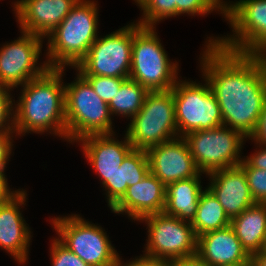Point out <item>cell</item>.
<instances>
[{
	"instance_id": "cell-1",
	"label": "cell",
	"mask_w": 266,
	"mask_h": 266,
	"mask_svg": "<svg viewBox=\"0 0 266 266\" xmlns=\"http://www.w3.org/2000/svg\"><path fill=\"white\" fill-rule=\"evenodd\" d=\"M205 48L200 58L202 76L215 94L223 125L250 139L266 101V57L231 52L216 43Z\"/></svg>"
},
{
	"instance_id": "cell-2",
	"label": "cell",
	"mask_w": 266,
	"mask_h": 266,
	"mask_svg": "<svg viewBox=\"0 0 266 266\" xmlns=\"http://www.w3.org/2000/svg\"><path fill=\"white\" fill-rule=\"evenodd\" d=\"M64 68H49L40 77L22 85L19 101L14 102V131L49 132L66 140ZM52 130V131H51Z\"/></svg>"
},
{
	"instance_id": "cell-3",
	"label": "cell",
	"mask_w": 266,
	"mask_h": 266,
	"mask_svg": "<svg viewBox=\"0 0 266 266\" xmlns=\"http://www.w3.org/2000/svg\"><path fill=\"white\" fill-rule=\"evenodd\" d=\"M98 7L95 0H79L65 19L47 36L49 68L76 65L99 37Z\"/></svg>"
},
{
	"instance_id": "cell-4",
	"label": "cell",
	"mask_w": 266,
	"mask_h": 266,
	"mask_svg": "<svg viewBox=\"0 0 266 266\" xmlns=\"http://www.w3.org/2000/svg\"><path fill=\"white\" fill-rule=\"evenodd\" d=\"M155 27L133 23L129 78L148 91H167L178 81V63L171 62Z\"/></svg>"
},
{
	"instance_id": "cell-5",
	"label": "cell",
	"mask_w": 266,
	"mask_h": 266,
	"mask_svg": "<svg viewBox=\"0 0 266 266\" xmlns=\"http://www.w3.org/2000/svg\"><path fill=\"white\" fill-rule=\"evenodd\" d=\"M65 86L66 140L70 143L88 136L114 134L108 104L78 72Z\"/></svg>"
},
{
	"instance_id": "cell-6",
	"label": "cell",
	"mask_w": 266,
	"mask_h": 266,
	"mask_svg": "<svg viewBox=\"0 0 266 266\" xmlns=\"http://www.w3.org/2000/svg\"><path fill=\"white\" fill-rule=\"evenodd\" d=\"M126 135L134 149L145 150L179 137L172 89L149 91L130 120Z\"/></svg>"
},
{
	"instance_id": "cell-7",
	"label": "cell",
	"mask_w": 266,
	"mask_h": 266,
	"mask_svg": "<svg viewBox=\"0 0 266 266\" xmlns=\"http://www.w3.org/2000/svg\"><path fill=\"white\" fill-rule=\"evenodd\" d=\"M223 16L230 24L233 36L215 39L211 36L207 43H216L231 52L266 54V0L226 3Z\"/></svg>"
},
{
	"instance_id": "cell-8",
	"label": "cell",
	"mask_w": 266,
	"mask_h": 266,
	"mask_svg": "<svg viewBox=\"0 0 266 266\" xmlns=\"http://www.w3.org/2000/svg\"><path fill=\"white\" fill-rule=\"evenodd\" d=\"M57 239L90 266H116L119 254L101 226L72 214L51 219Z\"/></svg>"
},
{
	"instance_id": "cell-9",
	"label": "cell",
	"mask_w": 266,
	"mask_h": 266,
	"mask_svg": "<svg viewBox=\"0 0 266 266\" xmlns=\"http://www.w3.org/2000/svg\"><path fill=\"white\" fill-rule=\"evenodd\" d=\"M178 80L172 87L175 120L179 137L195 130H207L223 125L221 109L210 84Z\"/></svg>"
},
{
	"instance_id": "cell-10",
	"label": "cell",
	"mask_w": 266,
	"mask_h": 266,
	"mask_svg": "<svg viewBox=\"0 0 266 266\" xmlns=\"http://www.w3.org/2000/svg\"><path fill=\"white\" fill-rule=\"evenodd\" d=\"M200 173L206 175L239 165L240 153L247 139L238 130L222 125L218 128L195 130L184 137Z\"/></svg>"
},
{
	"instance_id": "cell-11",
	"label": "cell",
	"mask_w": 266,
	"mask_h": 266,
	"mask_svg": "<svg viewBox=\"0 0 266 266\" xmlns=\"http://www.w3.org/2000/svg\"><path fill=\"white\" fill-rule=\"evenodd\" d=\"M140 221L148 229L144 256L170 262L197 254L198 237L191 222L164 213L150 214Z\"/></svg>"
},
{
	"instance_id": "cell-12",
	"label": "cell",
	"mask_w": 266,
	"mask_h": 266,
	"mask_svg": "<svg viewBox=\"0 0 266 266\" xmlns=\"http://www.w3.org/2000/svg\"><path fill=\"white\" fill-rule=\"evenodd\" d=\"M133 23L106 36L98 37L75 70L82 76H130L132 59Z\"/></svg>"
},
{
	"instance_id": "cell-13",
	"label": "cell",
	"mask_w": 266,
	"mask_h": 266,
	"mask_svg": "<svg viewBox=\"0 0 266 266\" xmlns=\"http://www.w3.org/2000/svg\"><path fill=\"white\" fill-rule=\"evenodd\" d=\"M20 33L21 37L0 49V85L11 89L25 85L49 69L46 61L37 66L43 38L28 32Z\"/></svg>"
},
{
	"instance_id": "cell-14",
	"label": "cell",
	"mask_w": 266,
	"mask_h": 266,
	"mask_svg": "<svg viewBox=\"0 0 266 266\" xmlns=\"http://www.w3.org/2000/svg\"><path fill=\"white\" fill-rule=\"evenodd\" d=\"M146 152L150 172L165 186L195 177L200 172L183 137L153 146Z\"/></svg>"
},
{
	"instance_id": "cell-15",
	"label": "cell",
	"mask_w": 266,
	"mask_h": 266,
	"mask_svg": "<svg viewBox=\"0 0 266 266\" xmlns=\"http://www.w3.org/2000/svg\"><path fill=\"white\" fill-rule=\"evenodd\" d=\"M79 0H17L14 12L20 31L43 38L65 19Z\"/></svg>"
},
{
	"instance_id": "cell-16",
	"label": "cell",
	"mask_w": 266,
	"mask_h": 266,
	"mask_svg": "<svg viewBox=\"0 0 266 266\" xmlns=\"http://www.w3.org/2000/svg\"><path fill=\"white\" fill-rule=\"evenodd\" d=\"M27 193L23 189L9 202L0 205V247L10 253L19 264L28 260L30 228L22 216L20 207L26 205Z\"/></svg>"
},
{
	"instance_id": "cell-17",
	"label": "cell",
	"mask_w": 266,
	"mask_h": 266,
	"mask_svg": "<svg viewBox=\"0 0 266 266\" xmlns=\"http://www.w3.org/2000/svg\"><path fill=\"white\" fill-rule=\"evenodd\" d=\"M208 177L210 183L207 189L218 199L230 220L256 203L240 165L214 171Z\"/></svg>"
},
{
	"instance_id": "cell-18",
	"label": "cell",
	"mask_w": 266,
	"mask_h": 266,
	"mask_svg": "<svg viewBox=\"0 0 266 266\" xmlns=\"http://www.w3.org/2000/svg\"><path fill=\"white\" fill-rule=\"evenodd\" d=\"M114 134L88 135L77 142L93 170L102 180V185L120 168L123 159L133 149L125 134L124 140L114 138Z\"/></svg>"
},
{
	"instance_id": "cell-19",
	"label": "cell",
	"mask_w": 266,
	"mask_h": 266,
	"mask_svg": "<svg viewBox=\"0 0 266 266\" xmlns=\"http://www.w3.org/2000/svg\"><path fill=\"white\" fill-rule=\"evenodd\" d=\"M166 186L151 172L135 185L129 186L123 198L111 209L113 213H127L139 221L150 214L163 213Z\"/></svg>"
},
{
	"instance_id": "cell-20",
	"label": "cell",
	"mask_w": 266,
	"mask_h": 266,
	"mask_svg": "<svg viewBox=\"0 0 266 266\" xmlns=\"http://www.w3.org/2000/svg\"><path fill=\"white\" fill-rule=\"evenodd\" d=\"M196 255L210 266H234L252 259L230 225L198 236Z\"/></svg>"
},
{
	"instance_id": "cell-21",
	"label": "cell",
	"mask_w": 266,
	"mask_h": 266,
	"mask_svg": "<svg viewBox=\"0 0 266 266\" xmlns=\"http://www.w3.org/2000/svg\"><path fill=\"white\" fill-rule=\"evenodd\" d=\"M199 172L195 177L175 181L166 186L163 213L192 222L196 215L200 194L204 191Z\"/></svg>"
},
{
	"instance_id": "cell-22",
	"label": "cell",
	"mask_w": 266,
	"mask_h": 266,
	"mask_svg": "<svg viewBox=\"0 0 266 266\" xmlns=\"http://www.w3.org/2000/svg\"><path fill=\"white\" fill-rule=\"evenodd\" d=\"M242 246L252 256L266 246V203H255L240 215L231 219Z\"/></svg>"
},
{
	"instance_id": "cell-23",
	"label": "cell",
	"mask_w": 266,
	"mask_h": 266,
	"mask_svg": "<svg viewBox=\"0 0 266 266\" xmlns=\"http://www.w3.org/2000/svg\"><path fill=\"white\" fill-rule=\"evenodd\" d=\"M230 222L218 199L205 188L200 194L196 215L191 222L197 237L225 228L230 225Z\"/></svg>"
},
{
	"instance_id": "cell-24",
	"label": "cell",
	"mask_w": 266,
	"mask_h": 266,
	"mask_svg": "<svg viewBox=\"0 0 266 266\" xmlns=\"http://www.w3.org/2000/svg\"><path fill=\"white\" fill-rule=\"evenodd\" d=\"M148 92L138 82L130 78L126 79L108 104L111 116L114 114L124 115L123 117L132 119L142 108Z\"/></svg>"
},
{
	"instance_id": "cell-25",
	"label": "cell",
	"mask_w": 266,
	"mask_h": 266,
	"mask_svg": "<svg viewBox=\"0 0 266 266\" xmlns=\"http://www.w3.org/2000/svg\"><path fill=\"white\" fill-rule=\"evenodd\" d=\"M124 195L129 186L140 182L150 172L148 155L145 150L132 149L123 159Z\"/></svg>"
},
{
	"instance_id": "cell-26",
	"label": "cell",
	"mask_w": 266,
	"mask_h": 266,
	"mask_svg": "<svg viewBox=\"0 0 266 266\" xmlns=\"http://www.w3.org/2000/svg\"><path fill=\"white\" fill-rule=\"evenodd\" d=\"M143 11L138 24L155 27L163 19L176 16V0H134Z\"/></svg>"
},
{
	"instance_id": "cell-27",
	"label": "cell",
	"mask_w": 266,
	"mask_h": 266,
	"mask_svg": "<svg viewBox=\"0 0 266 266\" xmlns=\"http://www.w3.org/2000/svg\"><path fill=\"white\" fill-rule=\"evenodd\" d=\"M239 165L244 169L254 201L256 203H266V170L253 168L244 159Z\"/></svg>"
},
{
	"instance_id": "cell-28",
	"label": "cell",
	"mask_w": 266,
	"mask_h": 266,
	"mask_svg": "<svg viewBox=\"0 0 266 266\" xmlns=\"http://www.w3.org/2000/svg\"><path fill=\"white\" fill-rule=\"evenodd\" d=\"M213 10L224 14V7L217 0H176V16L181 14L204 16Z\"/></svg>"
},
{
	"instance_id": "cell-29",
	"label": "cell",
	"mask_w": 266,
	"mask_h": 266,
	"mask_svg": "<svg viewBox=\"0 0 266 266\" xmlns=\"http://www.w3.org/2000/svg\"><path fill=\"white\" fill-rule=\"evenodd\" d=\"M92 86L94 92L107 104L114 98L116 91H119L121 84L126 78L107 76H83Z\"/></svg>"
},
{
	"instance_id": "cell-30",
	"label": "cell",
	"mask_w": 266,
	"mask_h": 266,
	"mask_svg": "<svg viewBox=\"0 0 266 266\" xmlns=\"http://www.w3.org/2000/svg\"><path fill=\"white\" fill-rule=\"evenodd\" d=\"M50 247L52 266H90L65 247L56 237L52 240Z\"/></svg>"
},
{
	"instance_id": "cell-31",
	"label": "cell",
	"mask_w": 266,
	"mask_h": 266,
	"mask_svg": "<svg viewBox=\"0 0 266 266\" xmlns=\"http://www.w3.org/2000/svg\"><path fill=\"white\" fill-rule=\"evenodd\" d=\"M11 88L0 85V131H14V103ZM13 100V101H12Z\"/></svg>"
},
{
	"instance_id": "cell-32",
	"label": "cell",
	"mask_w": 266,
	"mask_h": 266,
	"mask_svg": "<svg viewBox=\"0 0 266 266\" xmlns=\"http://www.w3.org/2000/svg\"><path fill=\"white\" fill-rule=\"evenodd\" d=\"M103 187L107 193V203L110 210L123 198L124 196V175H123V166H120L119 169L107 180Z\"/></svg>"
},
{
	"instance_id": "cell-33",
	"label": "cell",
	"mask_w": 266,
	"mask_h": 266,
	"mask_svg": "<svg viewBox=\"0 0 266 266\" xmlns=\"http://www.w3.org/2000/svg\"><path fill=\"white\" fill-rule=\"evenodd\" d=\"M15 131H0V170H5L6 164L9 161V156L12 153V138ZM12 137V138H11Z\"/></svg>"
},
{
	"instance_id": "cell-34",
	"label": "cell",
	"mask_w": 266,
	"mask_h": 266,
	"mask_svg": "<svg viewBox=\"0 0 266 266\" xmlns=\"http://www.w3.org/2000/svg\"><path fill=\"white\" fill-rule=\"evenodd\" d=\"M138 257H135V259L132 261H128V263H124V261H121L119 257L116 266H169L168 261L159 260L156 258H149L144 255Z\"/></svg>"
},
{
	"instance_id": "cell-35",
	"label": "cell",
	"mask_w": 266,
	"mask_h": 266,
	"mask_svg": "<svg viewBox=\"0 0 266 266\" xmlns=\"http://www.w3.org/2000/svg\"><path fill=\"white\" fill-rule=\"evenodd\" d=\"M258 150L250 156L243 158L251 167L266 170V146L257 144Z\"/></svg>"
},
{
	"instance_id": "cell-36",
	"label": "cell",
	"mask_w": 266,
	"mask_h": 266,
	"mask_svg": "<svg viewBox=\"0 0 266 266\" xmlns=\"http://www.w3.org/2000/svg\"><path fill=\"white\" fill-rule=\"evenodd\" d=\"M250 140H253L255 145L260 144L266 146V101L263 107V112L261 114L257 129L250 138Z\"/></svg>"
},
{
	"instance_id": "cell-37",
	"label": "cell",
	"mask_w": 266,
	"mask_h": 266,
	"mask_svg": "<svg viewBox=\"0 0 266 266\" xmlns=\"http://www.w3.org/2000/svg\"><path fill=\"white\" fill-rule=\"evenodd\" d=\"M4 171L5 170H0V205L9 202L20 192V189L11 191Z\"/></svg>"
},
{
	"instance_id": "cell-38",
	"label": "cell",
	"mask_w": 266,
	"mask_h": 266,
	"mask_svg": "<svg viewBox=\"0 0 266 266\" xmlns=\"http://www.w3.org/2000/svg\"><path fill=\"white\" fill-rule=\"evenodd\" d=\"M169 266H210L197 255L188 258L177 259L169 262Z\"/></svg>"
},
{
	"instance_id": "cell-39",
	"label": "cell",
	"mask_w": 266,
	"mask_h": 266,
	"mask_svg": "<svg viewBox=\"0 0 266 266\" xmlns=\"http://www.w3.org/2000/svg\"><path fill=\"white\" fill-rule=\"evenodd\" d=\"M253 266H266V250L263 249L252 255Z\"/></svg>"
},
{
	"instance_id": "cell-40",
	"label": "cell",
	"mask_w": 266,
	"mask_h": 266,
	"mask_svg": "<svg viewBox=\"0 0 266 266\" xmlns=\"http://www.w3.org/2000/svg\"><path fill=\"white\" fill-rule=\"evenodd\" d=\"M234 266H253V262H252V259L246 263H242V264H239V265H234Z\"/></svg>"
}]
</instances>
